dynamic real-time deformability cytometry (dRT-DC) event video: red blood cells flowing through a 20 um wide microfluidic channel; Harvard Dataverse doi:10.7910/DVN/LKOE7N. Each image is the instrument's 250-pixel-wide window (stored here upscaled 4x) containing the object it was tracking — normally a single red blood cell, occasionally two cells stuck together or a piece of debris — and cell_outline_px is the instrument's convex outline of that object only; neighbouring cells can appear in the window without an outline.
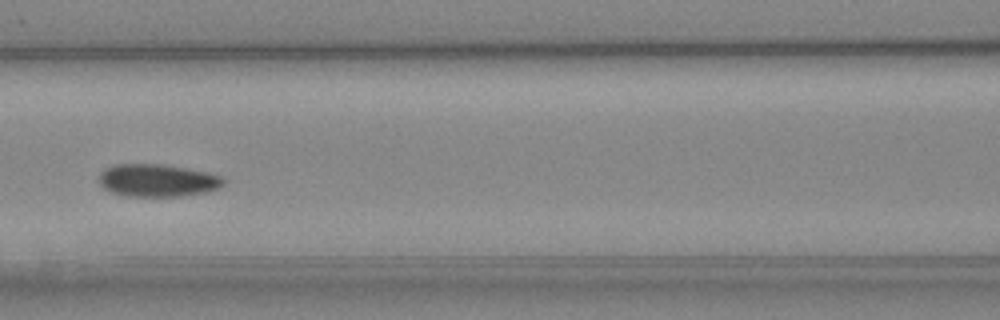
{"species": "Egyptian fruit bat (a non-hibernating species)", "species_latin": "Rousettus aegyptiacus", "temperature_condition": "cold", "stored_images_in_passage": 5, "camera_frame_rate_fps": 3000, "um_per_image_px": 0.085, "animal": {"sex": "female"}, "frame": {"image": 1, "passage_image": 5, "time_ms": 4.667, "image_size_px": [1000, 320], "cell_outline_px": [[224, 184], [208, 192], [180, 196], [128, 196], [112, 192], [104, 188], [100, 184], [100, 172], [104, 168], [116, 164], [160, 164], [184, 168], [204, 172], [220, 176], [224, 180]], "centroid_in_image_um": [13.35, 15.33], "position_along_channel_um": 153.3, "area_um2": 23.35}}